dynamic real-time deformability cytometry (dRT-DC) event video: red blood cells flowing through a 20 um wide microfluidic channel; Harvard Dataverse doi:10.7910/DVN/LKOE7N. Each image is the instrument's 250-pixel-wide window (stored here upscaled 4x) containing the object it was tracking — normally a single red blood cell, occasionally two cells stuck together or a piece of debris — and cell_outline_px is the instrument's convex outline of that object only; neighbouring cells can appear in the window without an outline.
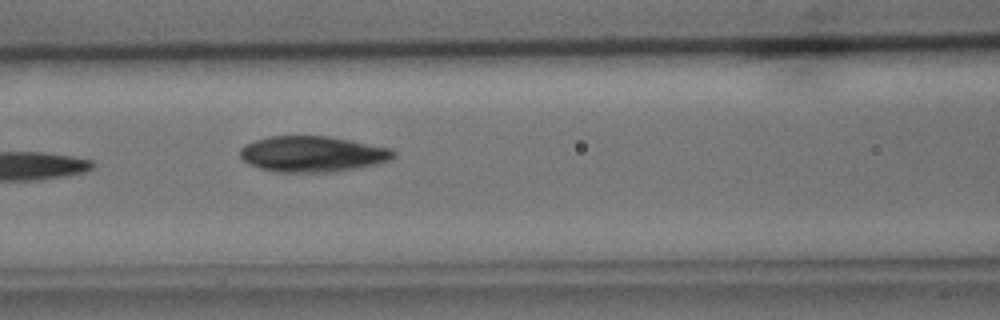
{"species": "common noctule bat (a hibernating species)", "species_latin": "Nyctalus noctula", "temperature_condition": "cold", "stored_images_in_passage": 7, "camera_frame_rate_fps": 3000, "um_per_image_px": 0.085, "animal": {"sex": "male", "body_mass_g": 15.6}, "frame": {"image": 1, "passage_image": 7, "time_ms": 8.0, "image_size_px": [1000, 320], "cell_outline_px": [[396, 156], [388, 160], [376, 164], [336, 172], [276, 172], [260, 168], [244, 160], [240, 156], [240, 148], [256, 140], [268, 136], [328, 136], [352, 140], [392, 148], [396, 152]], "centroid_in_image_um": [26.61, 13.09], "position_along_channel_um": 140.0, "area_um2": 32.02}}